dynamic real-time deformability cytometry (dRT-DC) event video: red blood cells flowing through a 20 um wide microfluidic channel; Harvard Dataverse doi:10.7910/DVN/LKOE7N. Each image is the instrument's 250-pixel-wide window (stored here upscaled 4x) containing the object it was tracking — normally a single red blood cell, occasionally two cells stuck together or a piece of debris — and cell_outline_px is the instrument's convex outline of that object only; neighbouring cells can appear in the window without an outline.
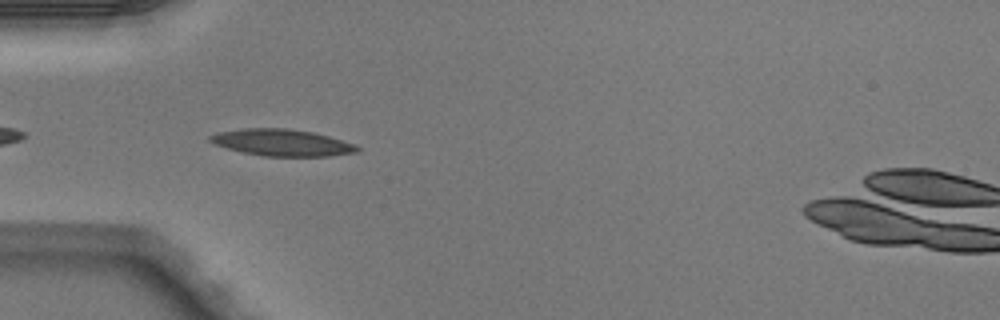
{"species": "Egyptian fruit bat (a non-hibernating species)", "species_latin": "Rousettus aegyptiacus", "temperature_condition": "warm", "stored_images_in_passage": 38, "camera_frame_rate_fps": 3000, "um_per_image_px": 0.085, "animal": {"sex": "male"}, "frame": {"image": 1, "passage_image": 4, "time_ms": 1.0, "image_size_px": [1000, 320], "cell_outline_px": [[360, 152], [328, 156], [264, 156], [244, 152], [228, 148], [216, 144], [208, 140], [208, 136], [220, 132], [244, 128], [288, 128], [312, 132], [328, 136], [356, 144], [360, 148]], "centroid_in_image_um": [24.01, 12.12], "position_along_channel_um": 61.0, "area_um2": 22.77}}
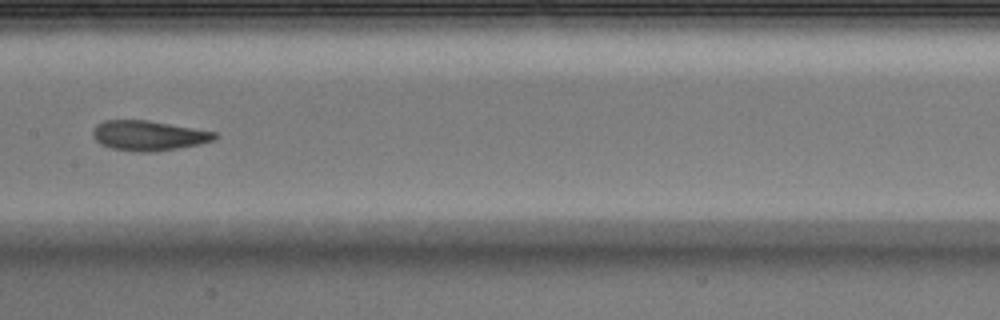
{"frame": {"image": 2, "passage_image": 14, "time_ms": 4.333, "image_size_px": [1000, 320], "cell_outline_px": [[216, 140], [200, 144], [152, 152], [140, 152], [112, 148], [100, 144], [92, 136], [92, 132], [96, 124], [104, 120], [148, 120], [216, 132]], "centroid_in_image_um": [12.6, 11.52], "position_along_channel_um": 194.8, "area_um2": 21.21}}
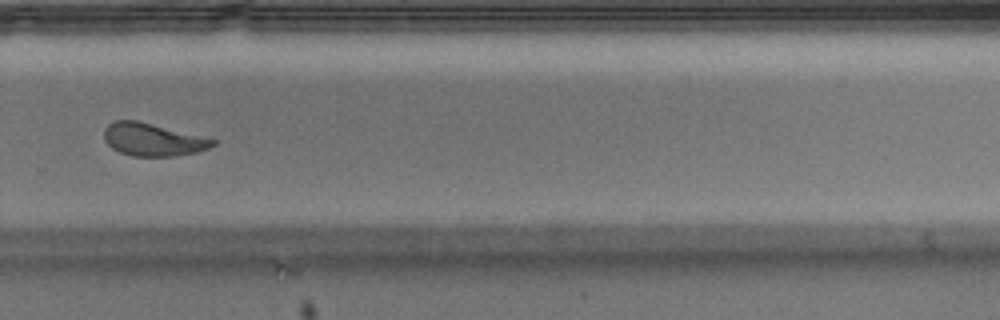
{"frame": {"image": 3, "passage_image": 23, "time_ms": 7.333, "image_size_px": [1000, 320], "cell_outline_px": [[216, 144], [208, 148], [196, 152], [176, 156], [132, 156], [120, 152], [112, 148], [104, 140], [104, 128], [108, 124], [116, 120], [136, 120], [216, 140]], "centroid_in_image_um": [12.95, 11.87], "position_along_channel_um": 316.9, "area_um2": 20.46}, "authors_computed_cell_mechanics": {"area_um2": 22.0796, "velocity_mm_per_s": 4.0813, "shape_relaxation_time_tau1_ms": 9.8556, "shape_relaxation_time_tau2_ms": 1.3975, "deformation_change_tau1": 0.2804, "deformation_change_tau2": 0.0848}}